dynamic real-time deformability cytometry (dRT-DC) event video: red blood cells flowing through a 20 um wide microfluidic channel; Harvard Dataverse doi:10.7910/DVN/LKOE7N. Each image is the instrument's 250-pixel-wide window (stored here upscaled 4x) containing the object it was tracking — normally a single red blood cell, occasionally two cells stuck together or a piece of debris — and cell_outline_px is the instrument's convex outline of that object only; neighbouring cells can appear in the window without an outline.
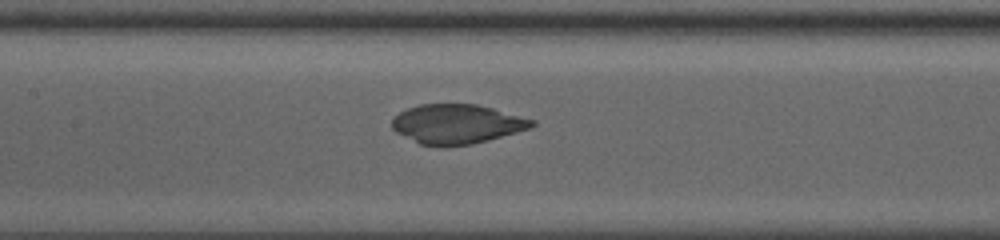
{"species": "common noctule bat (a hibernating species)", "species_latin": "Nyctalus noctula", "temperature_condition": "room temperature", "stored_images_in_passage": 46, "camera_frame_rate_fps": 3000, "um_per_image_px": 0.085, "animal": {"sex": "male", "body_mass_g": 13.0, "forearm_length_mm": 53.1}, "frame": {"image": 1, "passage_image": 21, "time_ms": 6.667, "image_size_px": [1000, 240], "cell_outline_px": [[536, 124], [532, 128], [468, 144], [420, 144], [396, 132], [392, 128], [392, 120], [400, 112], [408, 108], [420, 104], [476, 104], [492, 108], [536, 120]], "centroid_in_image_um": [38.85, 10.5], "position_along_channel_um": 168.6, "area_um2": 31.33}}
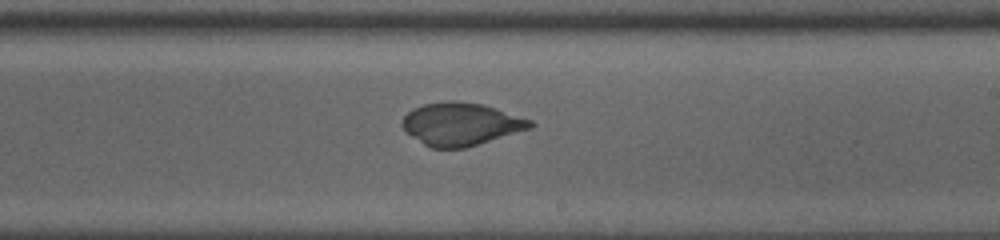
{"frame": {"image": 2, "passage_image": 27, "time_ms": 8.667, "image_size_px": [1000, 240], "cell_outline_px": [[536, 124], [532, 128], [464, 148], [432, 148], [424, 144], [404, 132], [400, 124], [400, 120], [412, 108], [424, 104], [452, 100], [456, 100], [480, 104], [532, 120]], "centroid_in_image_um": [39.13, 10.55], "position_along_channel_um": 249.9, "area_um2": 31.85}}
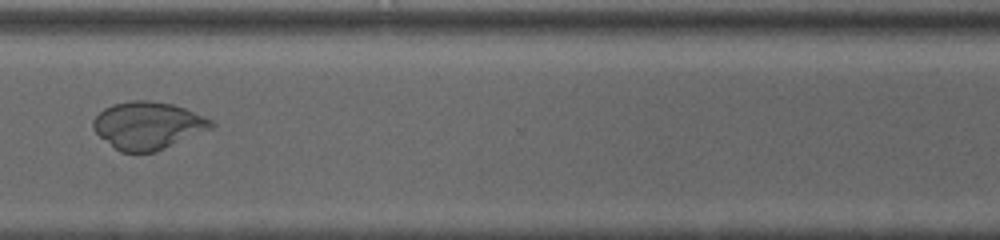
{"frame": {"image": 3, "passage_image": 35, "time_ms": 11.333, "image_size_px": [1000, 240], "cell_outline_px": [[216, 124], [212, 128], [156, 152], [120, 152], [100, 136], [92, 128], [92, 120], [104, 108], [112, 104], [132, 100], [148, 100], [172, 104], [184, 108], [204, 116], [212, 120]], "centroid_in_image_um": [12.57, 10.66], "position_along_channel_um": 358.0, "area_um2": 32.54}}